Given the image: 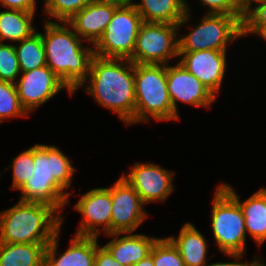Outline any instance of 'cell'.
I'll return each instance as SVG.
<instances>
[{"instance_id": "obj_1", "label": "cell", "mask_w": 266, "mask_h": 266, "mask_svg": "<svg viewBox=\"0 0 266 266\" xmlns=\"http://www.w3.org/2000/svg\"><path fill=\"white\" fill-rule=\"evenodd\" d=\"M86 81L89 85L85 89L97 104L116 113L125 124H134L135 78L132 61L94 56Z\"/></svg>"}, {"instance_id": "obj_2", "label": "cell", "mask_w": 266, "mask_h": 266, "mask_svg": "<svg viewBox=\"0 0 266 266\" xmlns=\"http://www.w3.org/2000/svg\"><path fill=\"white\" fill-rule=\"evenodd\" d=\"M46 20L41 33L46 65L75 93L84 87L90 72L94 47H83L82 39L67 23Z\"/></svg>"}, {"instance_id": "obj_3", "label": "cell", "mask_w": 266, "mask_h": 266, "mask_svg": "<svg viewBox=\"0 0 266 266\" xmlns=\"http://www.w3.org/2000/svg\"><path fill=\"white\" fill-rule=\"evenodd\" d=\"M33 165V175L20 189V201L50 204L62 214V207L70 201L67 189L77 169L59 148L38 143L34 145Z\"/></svg>"}, {"instance_id": "obj_4", "label": "cell", "mask_w": 266, "mask_h": 266, "mask_svg": "<svg viewBox=\"0 0 266 266\" xmlns=\"http://www.w3.org/2000/svg\"><path fill=\"white\" fill-rule=\"evenodd\" d=\"M61 215L53 205L19 200L0 212V242L50 243L63 225Z\"/></svg>"}, {"instance_id": "obj_5", "label": "cell", "mask_w": 266, "mask_h": 266, "mask_svg": "<svg viewBox=\"0 0 266 266\" xmlns=\"http://www.w3.org/2000/svg\"><path fill=\"white\" fill-rule=\"evenodd\" d=\"M135 110L134 124L157 121L180 120L174 112L169 97L166 65L134 64Z\"/></svg>"}, {"instance_id": "obj_6", "label": "cell", "mask_w": 266, "mask_h": 266, "mask_svg": "<svg viewBox=\"0 0 266 266\" xmlns=\"http://www.w3.org/2000/svg\"><path fill=\"white\" fill-rule=\"evenodd\" d=\"M212 201L211 228L219 250L238 261L245 255L247 232L239 204L218 184Z\"/></svg>"}, {"instance_id": "obj_7", "label": "cell", "mask_w": 266, "mask_h": 266, "mask_svg": "<svg viewBox=\"0 0 266 266\" xmlns=\"http://www.w3.org/2000/svg\"><path fill=\"white\" fill-rule=\"evenodd\" d=\"M200 23L178 38L179 52L227 51V46L243 37L242 15L205 13Z\"/></svg>"}, {"instance_id": "obj_8", "label": "cell", "mask_w": 266, "mask_h": 266, "mask_svg": "<svg viewBox=\"0 0 266 266\" xmlns=\"http://www.w3.org/2000/svg\"><path fill=\"white\" fill-rule=\"evenodd\" d=\"M143 19L131 0H124L115 10L110 23L94 47L102 58L131 59Z\"/></svg>"}, {"instance_id": "obj_9", "label": "cell", "mask_w": 266, "mask_h": 266, "mask_svg": "<svg viewBox=\"0 0 266 266\" xmlns=\"http://www.w3.org/2000/svg\"><path fill=\"white\" fill-rule=\"evenodd\" d=\"M189 18H191L190 12H186L178 25L143 22L130 61L134 64L168 65L171 59L179 57L177 31L189 21Z\"/></svg>"}, {"instance_id": "obj_10", "label": "cell", "mask_w": 266, "mask_h": 266, "mask_svg": "<svg viewBox=\"0 0 266 266\" xmlns=\"http://www.w3.org/2000/svg\"><path fill=\"white\" fill-rule=\"evenodd\" d=\"M21 74L15 86L20 102L28 113L35 111L64 88L70 95L74 94L47 65Z\"/></svg>"}, {"instance_id": "obj_11", "label": "cell", "mask_w": 266, "mask_h": 266, "mask_svg": "<svg viewBox=\"0 0 266 266\" xmlns=\"http://www.w3.org/2000/svg\"><path fill=\"white\" fill-rule=\"evenodd\" d=\"M81 196L74 205L83 216L75 235L98 238L101 228L105 235L111 234V187L94 188Z\"/></svg>"}, {"instance_id": "obj_12", "label": "cell", "mask_w": 266, "mask_h": 266, "mask_svg": "<svg viewBox=\"0 0 266 266\" xmlns=\"http://www.w3.org/2000/svg\"><path fill=\"white\" fill-rule=\"evenodd\" d=\"M111 199V234L133 233L148 217L139 194L122 176L111 187Z\"/></svg>"}, {"instance_id": "obj_13", "label": "cell", "mask_w": 266, "mask_h": 266, "mask_svg": "<svg viewBox=\"0 0 266 266\" xmlns=\"http://www.w3.org/2000/svg\"><path fill=\"white\" fill-rule=\"evenodd\" d=\"M174 171L166 170L154 163L136 162L130 166L128 176L122 177L139 194L142 202L165 201L174 191Z\"/></svg>"}, {"instance_id": "obj_14", "label": "cell", "mask_w": 266, "mask_h": 266, "mask_svg": "<svg viewBox=\"0 0 266 266\" xmlns=\"http://www.w3.org/2000/svg\"><path fill=\"white\" fill-rule=\"evenodd\" d=\"M166 78L173 110L178 116V101L194 107H206L209 109L217 98L180 62L174 66L166 65Z\"/></svg>"}, {"instance_id": "obj_15", "label": "cell", "mask_w": 266, "mask_h": 266, "mask_svg": "<svg viewBox=\"0 0 266 266\" xmlns=\"http://www.w3.org/2000/svg\"><path fill=\"white\" fill-rule=\"evenodd\" d=\"M226 53L216 50L179 52V62L217 97L227 69Z\"/></svg>"}, {"instance_id": "obj_16", "label": "cell", "mask_w": 266, "mask_h": 266, "mask_svg": "<svg viewBox=\"0 0 266 266\" xmlns=\"http://www.w3.org/2000/svg\"><path fill=\"white\" fill-rule=\"evenodd\" d=\"M124 0H93L76 13L67 23L84 41L94 46L102 37L116 8Z\"/></svg>"}, {"instance_id": "obj_17", "label": "cell", "mask_w": 266, "mask_h": 266, "mask_svg": "<svg viewBox=\"0 0 266 266\" xmlns=\"http://www.w3.org/2000/svg\"><path fill=\"white\" fill-rule=\"evenodd\" d=\"M59 233L46 247L44 266H94L96 237L74 235L70 246L61 253L57 251Z\"/></svg>"}, {"instance_id": "obj_18", "label": "cell", "mask_w": 266, "mask_h": 266, "mask_svg": "<svg viewBox=\"0 0 266 266\" xmlns=\"http://www.w3.org/2000/svg\"><path fill=\"white\" fill-rule=\"evenodd\" d=\"M220 186L239 204L247 234L261 246L266 240V187L254 192L247 200L240 201L233 187L226 183H221Z\"/></svg>"}, {"instance_id": "obj_19", "label": "cell", "mask_w": 266, "mask_h": 266, "mask_svg": "<svg viewBox=\"0 0 266 266\" xmlns=\"http://www.w3.org/2000/svg\"><path fill=\"white\" fill-rule=\"evenodd\" d=\"M120 235H123L119 237ZM113 239L103 245L122 266H133L142 259L146 258L152 246L158 239L145 234L112 233L107 234Z\"/></svg>"}, {"instance_id": "obj_20", "label": "cell", "mask_w": 266, "mask_h": 266, "mask_svg": "<svg viewBox=\"0 0 266 266\" xmlns=\"http://www.w3.org/2000/svg\"><path fill=\"white\" fill-rule=\"evenodd\" d=\"M167 238L177 248L185 266H205L207 264L206 239L193 223H185L177 238L175 236Z\"/></svg>"}, {"instance_id": "obj_21", "label": "cell", "mask_w": 266, "mask_h": 266, "mask_svg": "<svg viewBox=\"0 0 266 266\" xmlns=\"http://www.w3.org/2000/svg\"><path fill=\"white\" fill-rule=\"evenodd\" d=\"M143 22L170 23L178 25L186 12H190L186 0H141L135 3Z\"/></svg>"}, {"instance_id": "obj_22", "label": "cell", "mask_w": 266, "mask_h": 266, "mask_svg": "<svg viewBox=\"0 0 266 266\" xmlns=\"http://www.w3.org/2000/svg\"><path fill=\"white\" fill-rule=\"evenodd\" d=\"M48 244L0 242V266H44Z\"/></svg>"}, {"instance_id": "obj_23", "label": "cell", "mask_w": 266, "mask_h": 266, "mask_svg": "<svg viewBox=\"0 0 266 266\" xmlns=\"http://www.w3.org/2000/svg\"><path fill=\"white\" fill-rule=\"evenodd\" d=\"M35 12L17 9L0 11V42L4 40L19 42L36 32L34 27Z\"/></svg>"}, {"instance_id": "obj_24", "label": "cell", "mask_w": 266, "mask_h": 266, "mask_svg": "<svg viewBox=\"0 0 266 266\" xmlns=\"http://www.w3.org/2000/svg\"><path fill=\"white\" fill-rule=\"evenodd\" d=\"M15 52L21 72H26L46 65L41 32H34L30 37L19 41Z\"/></svg>"}, {"instance_id": "obj_25", "label": "cell", "mask_w": 266, "mask_h": 266, "mask_svg": "<svg viewBox=\"0 0 266 266\" xmlns=\"http://www.w3.org/2000/svg\"><path fill=\"white\" fill-rule=\"evenodd\" d=\"M14 117H29L17 94L15 83L0 80V124Z\"/></svg>"}, {"instance_id": "obj_26", "label": "cell", "mask_w": 266, "mask_h": 266, "mask_svg": "<svg viewBox=\"0 0 266 266\" xmlns=\"http://www.w3.org/2000/svg\"><path fill=\"white\" fill-rule=\"evenodd\" d=\"M92 1L93 0H45L44 14H47L62 24V22H67Z\"/></svg>"}, {"instance_id": "obj_27", "label": "cell", "mask_w": 266, "mask_h": 266, "mask_svg": "<svg viewBox=\"0 0 266 266\" xmlns=\"http://www.w3.org/2000/svg\"><path fill=\"white\" fill-rule=\"evenodd\" d=\"M34 146L21 152L17 157L12 158V164L7 169L13 168L12 189L20 190L34 172Z\"/></svg>"}, {"instance_id": "obj_28", "label": "cell", "mask_w": 266, "mask_h": 266, "mask_svg": "<svg viewBox=\"0 0 266 266\" xmlns=\"http://www.w3.org/2000/svg\"><path fill=\"white\" fill-rule=\"evenodd\" d=\"M150 255L153 257L154 266H185L177 248L167 237H158Z\"/></svg>"}, {"instance_id": "obj_29", "label": "cell", "mask_w": 266, "mask_h": 266, "mask_svg": "<svg viewBox=\"0 0 266 266\" xmlns=\"http://www.w3.org/2000/svg\"><path fill=\"white\" fill-rule=\"evenodd\" d=\"M20 74L14 44L0 42V80L15 83Z\"/></svg>"}, {"instance_id": "obj_30", "label": "cell", "mask_w": 266, "mask_h": 266, "mask_svg": "<svg viewBox=\"0 0 266 266\" xmlns=\"http://www.w3.org/2000/svg\"><path fill=\"white\" fill-rule=\"evenodd\" d=\"M242 25L243 37L251 33L262 37L266 33V0H261L243 16Z\"/></svg>"}, {"instance_id": "obj_31", "label": "cell", "mask_w": 266, "mask_h": 266, "mask_svg": "<svg viewBox=\"0 0 266 266\" xmlns=\"http://www.w3.org/2000/svg\"><path fill=\"white\" fill-rule=\"evenodd\" d=\"M203 6H208V14L241 15L234 6L233 0H200Z\"/></svg>"}, {"instance_id": "obj_32", "label": "cell", "mask_w": 266, "mask_h": 266, "mask_svg": "<svg viewBox=\"0 0 266 266\" xmlns=\"http://www.w3.org/2000/svg\"><path fill=\"white\" fill-rule=\"evenodd\" d=\"M94 266H122L104 246H99L97 237Z\"/></svg>"}, {"instance_id": "obj_33", "label": "cell", "mask_w": 266, "mask_h": 266, "mask_svg": "<svg viewBox=\"0 0 266 266\" xmlns=\"http://www.w3.org/2000/svg\"><path fill=\"white\" fill-rule=\"evenodd\" d=\"M0 5L6 9H17L26 12H35L36 0H0Z\"/></svg>"}, {"instance_id": "obj_34", "label": "cell", "mask_w": 266, "mask_h": 266, "mask_svg": "<svg viewBox=\"0 0 266 266\" xmlns=\"http://www.w3.org/2000/svg\"><path fill=\"white\" fill-rule=\"evenodd\" d=\"M261 0H233L235 9L244 16L248 11H250L253 7V3H259Z\"/></svg>"}, {"instance_id": "obj_35", "label": "cell", "mask_w": 266, "mask_h": 266, "mask_svg": "<svg viewBox=\"0 0 266 266\" xmlns=\"http://www.w3.org/2000/svg\"><path fill=\"white\" fill-rule=\"evenodd\" d=\"M246 262H217V263H210V264H206L205 266H244Z\"/></svg>"}, {"instance_id": "obj_36", "label": "cell", "mask_w": 266, "mask_h": 266, "mask_svg": "<svg viewBox=\"0 0 266 266\" xmlns=\"http://www.w3.org/2000/svg\"><path fill=\"white\" fill-rule=\"evenodd\" d=\"M133 266H154L153 257L149 254L146 258L142 259Z\"/></svg>"}, {"instance_id": "obj_37", "label": "cell", "mask_w": 266, "mask_h": 266, "mask_svg": "<svg viewBox=\"0 0 266 266\" xmlns=\"http://www.w3.org/2000/svg\"><path fill=\"white\" fill-rule=\"evenodd\" d=\"M258 256H255L251 262H246L244 266H266L263 260H259Z\"/></svg>"}, {"instance_id": "obj_38", "label": "cell", "mask_w": 266, "mask_h": 266, "mask_svg": "<svg viewBox=\"0 0 266 266\" xmlns=\"http://www.w3.org/2000/svg\"><path fill=\"white\" fill-rule=\"evenodd\" d=\"M261 39H264L266 41V33L262 36Z\"/></svg>"}]
</instances>
